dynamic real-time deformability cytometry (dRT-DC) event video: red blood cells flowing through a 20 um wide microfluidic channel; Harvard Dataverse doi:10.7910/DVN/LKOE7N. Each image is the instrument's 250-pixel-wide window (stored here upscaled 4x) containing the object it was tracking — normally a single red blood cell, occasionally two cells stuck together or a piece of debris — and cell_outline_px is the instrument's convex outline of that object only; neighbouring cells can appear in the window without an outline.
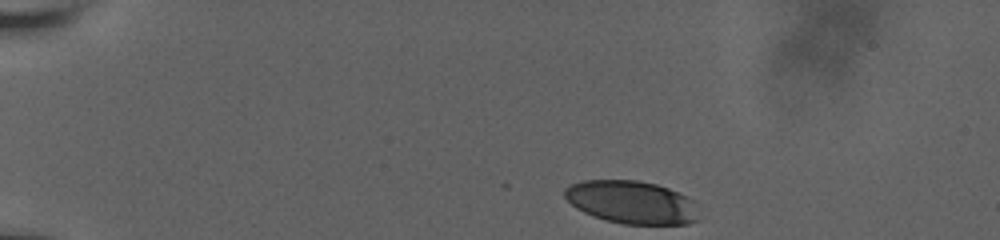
{"species": "human", "species_latin": "Homo sapiens", "temperature_condition": "room temperature", "stored_images_in_passage": 17, "camera_frame_rate_fps": 3000, "um_per_image_px": 0.085, "donor": {"sex": "male"}, "frame": {"image": 1, "passage_image": 1, "time_ms": 0.0, "image_size_px": [1000, 240], "cell_outline_px": [[696, 220], [688, 224], [624, 224], [604, 220], [584, 212], [576, 208], [564, 196], [564, 188], [580, 180], [636, 180], [656, 184], [668, 188], [688, 196], [692, 200]], "centroid_in_image_um": [53.63, 17.18], "position_along_channel_um": 31.4, "area_um2": 33.29}}
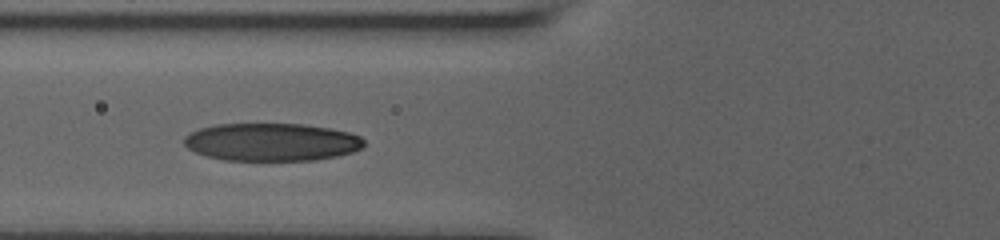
{"frame": {"image": 2, "passage_image": 10, "time_ms": 3.0, "image_size_px": [1000, 240], "cell_outline_px": [[364, 144], [360, 148], [352, 152], [336, 156], [312, 160], [224, 160], [208, 156], [196, 152], [188, 148], [184, 144], [184, 136], [200, 128], [216, 124], [304, 124], [328, 128], [348, 132], [360, 136], [364, 140]], "centroid_in_image_um": [23.07, 12.07], "position_along_channel_um": 102.7, "area_um2": 39.42}}
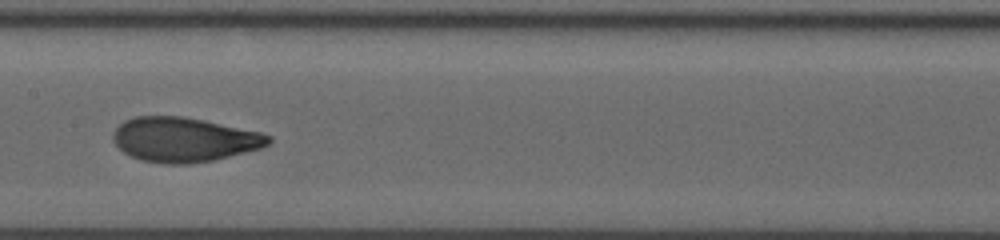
{"frame": {"image": 3, "passage_image": 15, "time_ms": 4.667, "image_size_px": [1000, 240], "cell_outline_px": [[272, 140], [268, 144], [260, 148], [216, 160], [188, 164], [164, 164], [140, 160], [124, 152], [112, 140], [112, 132], [124, 120], [136, 116], [184, 116], [204, 120], [260, 132], [272, 136]], "centroid_in_image_um": [15.63, 11.87], "position_along_channel_um": 191.8, "area_um2": 40.46}}